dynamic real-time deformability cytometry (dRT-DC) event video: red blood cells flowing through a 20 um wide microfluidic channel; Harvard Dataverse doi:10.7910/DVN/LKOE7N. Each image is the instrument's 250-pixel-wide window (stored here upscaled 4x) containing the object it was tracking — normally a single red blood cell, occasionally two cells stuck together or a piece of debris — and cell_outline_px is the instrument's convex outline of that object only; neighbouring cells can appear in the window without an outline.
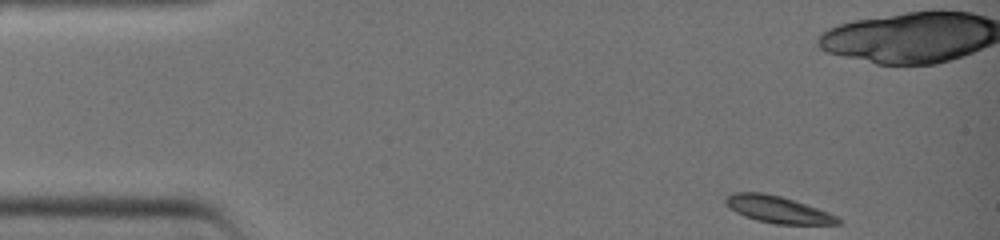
{"species": "common noctule bat (a hibernating species)", "species_latin": "Nyctalus noctula", "temperature_condition": "warm", "stored_images_in_passage": 13, "camera_frame_rate_fps": 3000, "um_per_image_px": 0.085, "animal": {"sex": "female", "body_mass_g": 19.0, "forearm_length_mm": 51.5}, "frame": {"image": 1, "passage_image": 1, "time_ms": 0.0, "image_size_px": [1000, 240], "cell_outline_px": [[840, 224], [776, 224], [756, 220], [744, 216], [728, 208], [724, 200], [732, 192], [764, 192], [780, 196], [828, 212], [836, 216], [840, 220]], "centroid_in_image_um": [66.05, 17.8], "position_along_channel_um": 18.9, "area_um2": 17.4}}